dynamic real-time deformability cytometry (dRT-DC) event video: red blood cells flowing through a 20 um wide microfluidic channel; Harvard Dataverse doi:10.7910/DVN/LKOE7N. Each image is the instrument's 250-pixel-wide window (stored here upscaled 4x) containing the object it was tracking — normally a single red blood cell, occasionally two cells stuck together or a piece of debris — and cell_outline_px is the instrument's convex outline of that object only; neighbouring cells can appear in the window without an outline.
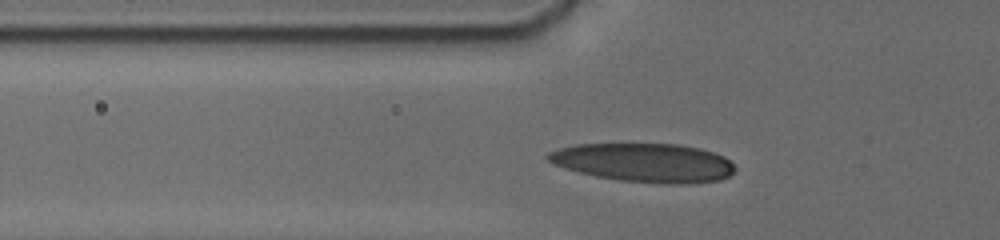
{"species": "human", "species_latin": "Homo sapiens", "temperature_condition": "cold", "stored_images_in_passage": 10, "camera_frame_rate_fps": 3000, "um_per_image_px": 0.085, "donor": {"sex": "male"}, "frame": {"image": 1, "passage_image": 9, "time_ms": 2.667, "image_size_px": [1000, 240], "cell_outline_px": [[736, 168], [728, 176], [720, 180], [684, 184], [668, 184], [620, 180], [596, 176], [564, 168], [552, 164], [544, 156], [548, 152], [560, 148], [576, 144], [676, 144], [700, 148], [724, 156]], "centroid_in_image_um": [54.73, 13.82], "position_along_channel_um": 71.1, "area_um2": 42.14}}